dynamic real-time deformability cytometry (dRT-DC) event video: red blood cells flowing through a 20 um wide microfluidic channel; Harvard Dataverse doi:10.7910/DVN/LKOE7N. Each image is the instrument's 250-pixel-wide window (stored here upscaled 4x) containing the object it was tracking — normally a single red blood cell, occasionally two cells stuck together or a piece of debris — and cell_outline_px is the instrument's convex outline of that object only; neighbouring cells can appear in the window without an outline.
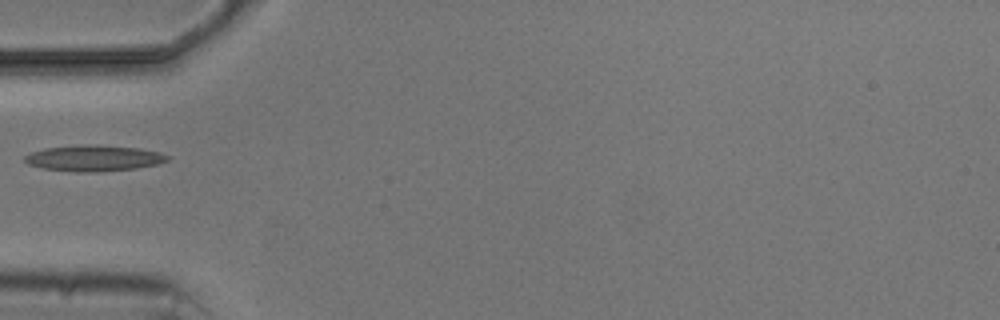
{"species": "common noctule bat (a hibernating species)", "species_latin": "Nyctalus noctula", "temperature_condition": "cold", "stored_images_in_passage": 3, "camera_frame_rate_fps": 3000, "um_per_image_px": 0.085, "animal": {"sex": "male", "body_mass_g": 20.5, "forearm_length_mm": 52.5}, "frame": {"image": 1, "passage_image": 1, "time_ms": 0.0, "image_size_px": [1000, 320], "cell_outline_px": [[172, 156], [168, 160], [156, 164], [136, 168], [100, 172], [80, 172], [44, 168], [28, 164], [24, 160], [24, 156], [32, 152], [44, 148], [84, 144], [96, 144], [140, 148], [160, 152]], "centroid_in_image_um": [8.01, 13.43], "position_along_channel_um": 77.0, "area_um2": 21.73}}
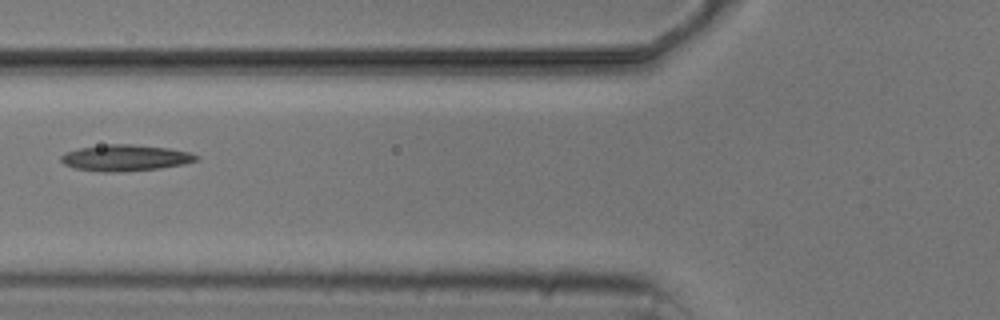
{"frame": {"image": 2, "passage_image": 2, "time_ms": 1.0, "image_size_px": [1000, 320], "cell_outline_px": [[200, 160], [184, 164], [160, 168], [124, 172], [104, 172], [76, 168], [64, 164], [60, 160], [60, 156], [64, 152], [80, 148], [108, 144], [132, 144], [168, 148], [188, 152], [200, 156]], "centroid_in_image_um": [10.67, 13.42], "position_along_channel_um": 115.1, "area_um2": 20.75}}
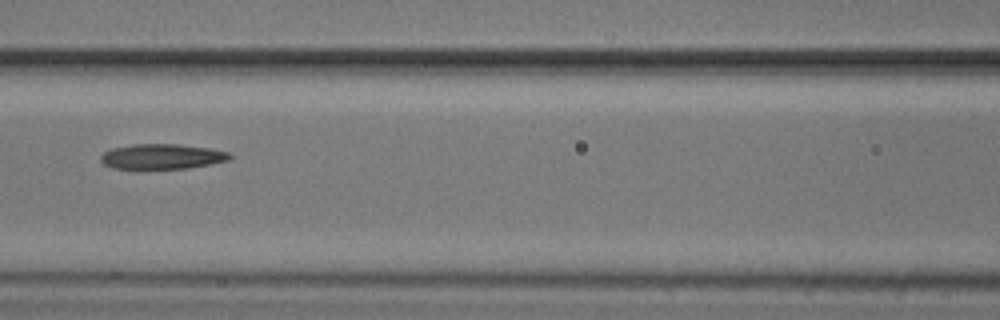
{"frame": {"image": 3, "passage_image": 3, "time_ms": 2.0, "image_size_px": [1000, 320], "cell_outline_px": [[232, 160], [212, 164], [188, 168], [136, 172], [112, 168], [104, 164], [100, 160], [100, 156], [104, 152], [112, 148], [132, 144], [176, 144], [208, 148], [228, 152], [232, 156]], "centroid_in_image_um": [13.71, 13.36], "position_along_channel_um": 152.9, "area_um2": 19.94}}